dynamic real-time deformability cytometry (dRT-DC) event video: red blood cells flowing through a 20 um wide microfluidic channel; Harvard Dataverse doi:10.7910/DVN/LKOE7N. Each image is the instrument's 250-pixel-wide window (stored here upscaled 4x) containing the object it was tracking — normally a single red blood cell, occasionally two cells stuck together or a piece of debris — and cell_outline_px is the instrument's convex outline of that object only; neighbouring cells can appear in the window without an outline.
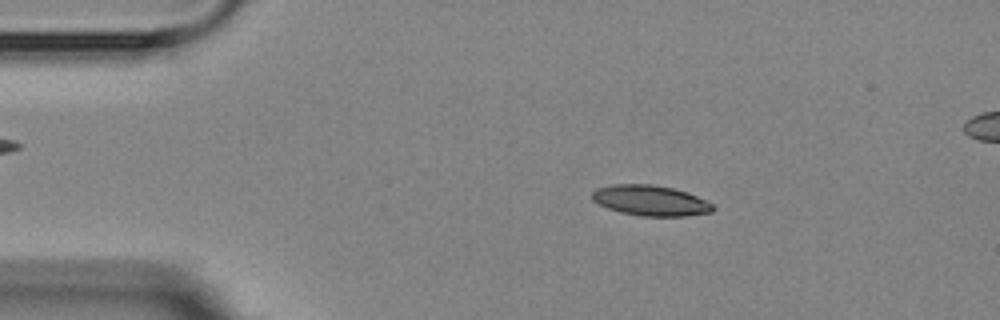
{"species": "Egyptian fruit bat (a non-hibernating species)", "species_latin": "Rousettus aegyptiacus", "temperature_condition": "room temperature", "stored_images_in_passage": 4, "segment_of_instrument_passage": [1, 2], "camera_frame_rate_fps": 3000, "um_per_image_px": 0.085, "animal": {"sex": "female"}, "frame": {"image": 1, "passage_image": 2, "time_ms": 1.0, "image_size_px": [1000, 320], "cell_outline_px": [[716, 208], [712, 212], [684, 216], [640, 216], [620, 212], [608, 208], [592, 200], [592, 192], [596, 188], [612, 184], [652, 184], [672, 188], [688, 192], [712, 204]], "centroid_in_image_um": [55.28, 17.04], "position_along_channel_um": 29.7, "area_um2": 21.44}}